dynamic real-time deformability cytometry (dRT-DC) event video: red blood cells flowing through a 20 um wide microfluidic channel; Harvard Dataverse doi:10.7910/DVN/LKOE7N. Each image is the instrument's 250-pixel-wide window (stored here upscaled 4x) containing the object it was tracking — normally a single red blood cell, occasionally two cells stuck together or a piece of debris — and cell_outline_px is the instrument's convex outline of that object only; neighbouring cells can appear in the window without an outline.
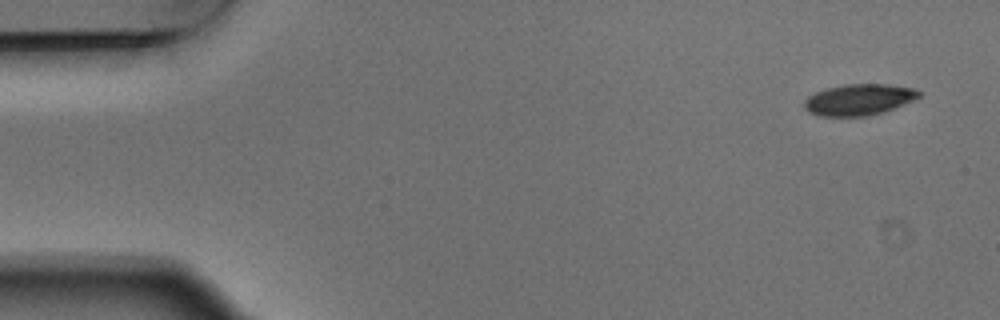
{"species": "Egyptian fruit bat (a non-hibernating species)", "species_latin": "Rousettus aegyptiacus", "temperature_condition": "warm", "stored_images_in_passage": 4, "camera_frame_rate_fps": 3000, "um_per_image_px": 0.085, "animal": {"sex": "male"}, "frame": {"image": 1, "passage_image": 1, "time_ms": 0.0, "image_size_px": [1000, 320], "cell_outline_px": [[924, 92], [920, 96], [904, 104], [884, 112], [868, 116], [820, 116], [808, 112], [804, 108], [804, 100], [808, 96], [816, 92], [828, 88], [844, 84], [888, 84], [916, 88]], "centroid_in_image_um": [73.03, 8.46], "position_along_channel_um": 12.0, "area_um2": 21.04}}
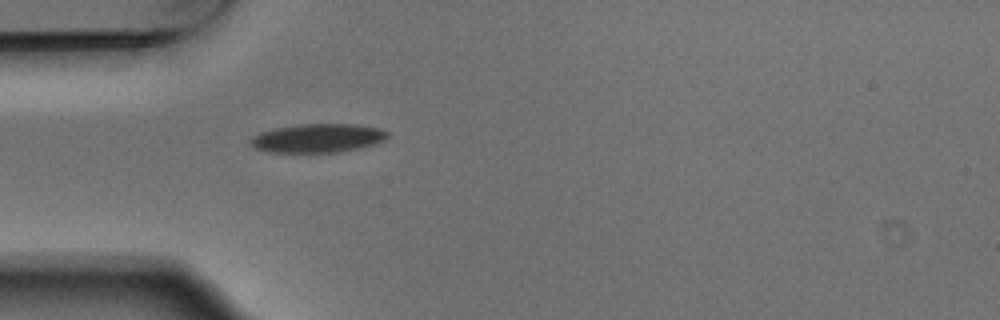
{"frame": {"image": 2, "passage_image": 4, "time_ms": 1.0, "image_size_px": [1000, 320], "cell_outline_px": [[388, 136], [384, 140], [360, 148], [336, 152], [268, 152], [256, 148], [248, 140], [252, 136], [260, 132], [276, 128], [300, 124], [356, 124], [380, 128], [388, 132]], "centroid_in_image_um": [27.0, 11.73], "position_along_channel_um": 58.0, "area_um2": 22.83}}